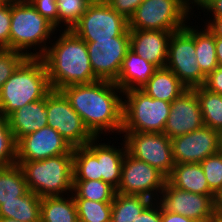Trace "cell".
I'll list each match as a JSON object with an SVG mask.
<instances>
[{
    "label": "cell",
    "mask_w": 222,
    "mask_h": 222,
    "mask_svg": "<svg viewBox=\"0 0 222 222\" xmlns=\"http://www.w3.org/2000/svg\"><path fill=\"white\" fill-rule=\"evenodd\" d=\"M95 136L122 132L123 91L112 81L65 86L60 90ZM119 92V95H118ZM117 131V132H116Z\"/></svg>",
    "instance_id": "obj_1"
},
{
    "label": "cell",
    "mask_w": 222,
    "mask_h": 222,
    "mask_svg": "<svg viewBox=\"0 0 222 222\" xmlns=\"http://www.w3.org/2000/svg\"><path fill=\"white\" fill-rule=\"evenodd\" d=\"M40 57L46 67L52 90L65 86L91 84L99 79L91 68L87 44L71 29L65 30Z\"/></svg>",
    "instance_id": "obj_2"
},
{
    "label": "cell",
    "mask_w": 222,
    "mask_h": 222,
    "mask_svg": "<svg viewBox=\"0 0 222 222\" xmlns=\"http://www.w3.org/2000/svg\"><path fill=\"white\" fill-rule=\"evenodd\" d=\"M51 90L43 60L27 57L2 85L0 114L8 117L26 104L43 99Z\"/></svg>",
    "instance_id": "obj_3"
},
{
    "label": "cell",
    "mask_w": 222,
    "mask_h": 222,
    "mask_svg": "<svg viewBox=\"0 0 222 222\" xmlns=\"http://www.w3.org/2000/svg\"><path fill=\"white\" fill-rule=\"evenodd\" d=\"M56 30L57 28L41 15L29 0L11 3L9 49L21 52L28 58H40L49 46H46L48 39ZM32 47L34 50L38 47L39 51L30 52Z\"/></svg>",
    "instance_id": "obj_4"
},
{
    "label": "cell",
    "mask_w": 222,
    "mask_h": 222,
    "mask_svg": "<svg viewBox=\"0 0 222 222\" xmlns=\"http://www.w3.org/2000/svg\"><path fill=\"white\" fill-rule=\"evenodd\" d=\"M16 164L23 170L28 190L41 198L72 194L73 154L38 161H16Z\"/></svg>",
    "instance_id": "obj_5"
},
{
    "label": "cell",
    "mask_w": 222,
    "mask_h": 222,
    "mask_svg": "<svg viewBox=\"0 0 222 222\" xmlns=\"http://www.w3.org/2000/svg\"><path fill=\"white\" fill-rule=\"evenodd\" d=\"M122 97V132H164L170 102L152 98L141 89L124 91Z\"/></svg>",
    "instance_id": "obj_6"
},
{
    "label": "cell",
    "mask_w": 222,
    "mask_h": 222,
    "mask_svg": "<svg viewBox=\"0 0 222 222\" xmlns=\"http://www.w3.org/2000/svg\"><path fill=\"white\" fill-rule=\"evenodd\" d=\"M189 1L144 0L129 19V30H181L194 7Z\"/></svg>",
    "instance_id": "obj_7"
},
{
    "label": "cell",
    "mask_w": 222,
    "mask_h": 222,
    "mask_svg": "<svg viewBox=\"0 0 222 222\" xmlns=\"http://www.w3.org/2000/svg\"><path fill=\"white\" fill-rule=\"evenodd\" d=\"M71 30L85 42L130 36L129 20L118 14L105 0H93Z\"/></svg>",
    "instance_id": "obj_8"
},
{
    "label": "cell",
    "mask_w": 222,
    "mask_h": 222,
    "mask_svg": "<svg viewBox=\"0 0 222 222\" xmlns=\"http://www.w3.org/2000/svg\"><path fill=\"white\" fill-rule=\"evenodd\" d=\"M165 67L170 69L188 89L204 84L206 76L196 59L194 26L186 25L172 33Z\"/></svg>",
    "instance_id": "obj_9"
},
{
    "label": "cell",
    "mask_w": 222,
    "mask_h": 222,
    "mask_svg": "<svg viewBox=\"0 0 222 222\" xmlns=\"http://www.w3.org/2000/svg\"><path fill=\"white\" fill-rule=\"evenodd\" d=\"M46 113L47 125L57 130L73 148L86 146L95 138L60 90H51L46 95Z\"/></svg>",
    "instance_id": "obj_10"
},
{
    "label": "cell",
    "mask_w": 222,
    "mask_h": 222,
    "mask_svg": "<svg viewBox=\"0 0 222 222\" xmlns=\"http://www.w3.org/2000/svg\"><path fill=\"white\" fill-rule=\"evenodd\" d=\"M127 153L157 168L168 177L175 165L171 139L164 133L121 132Z\"/></svg>",
    "instance_id": "obj_11"
},
{
    "label": "cell",
    "mask_w": 222,
    "mask_h": 222,
    "mask_svg": "<svg viewBox=\"0 0 222 222\" xmlns=\"http://www.w3.org/2000/svg\"><path fill=\"white\" fill-rule=\"evenodd\" d=\"M166 181L167 177L157 168L126 152L122 163L121 180L116 192L144 196L157 201Z\"/></svg>",
    "instance_id": "obj_12"
},
{
    "label": "cell",
    "mask_w": 222,
    "mask_h": 222,
    "mask_svg": "<svg viewBox=\"0 0 222 222\" xmlns=\"http://www.w3.org/2000/svg\"><path fill=\"white\" fill-rule=\"evenodd\" d=\"M91 68L99 80L115 82L130 49V36L86 42Z\"/></svg>",
    "instance_id": "obj_13"
},
{
    "label": "cell",
    "mask_w": 222,
    "mask_h": 222,
    "mask_svg": "<svg viewBox=\"0 0 222 222\" xmlns=\"http://www.w3.org/2000/svg\"><path fill=\"white\" fill-rule=\"evenodd\" d=\"M159 197L157 202L163 210L184 215L194 220H202L217 213L216 195H202L183 191L172 186L168 181L165 182Z\"/></svg>",
    "instance_id": "obj_14"
},
{
    "label": "cell",
    "mask_w": 222,
    "mask_h": 222,
    "mask_svg": "<svg viewBox=\"0 0 222 222\" xmlns=\"http://www.w3.org/2000/svg\"><path fill=\"white\" fill-rule=\"evenodd\" d=\"M62 154H73V147L48 125L16 143V161H38Z\"/></svg>",
    "instance_id": "obj_15"
},
{
    "label": "cell",
    "mask_w": 222,
    "mask_h": 222,
    "mask_svg": "<svg viewBox=\"0 0 222 222\" xmlns=\"http://www.w3.org/2000/svg\"><path fill=\"white\" fill-rule=\"evenodd\" d=\"M175 163H201L219 152V132L202 128L171 139Z\"/></svg>",
    "instance_id": "obj_16"
},
{
    "label": "cell",
    "mask_w": 222,
    "mask_h": 222,
    "mask_svg": "<svg viewBox=\"0 0 222 222\" xmlns=\"http://www.w3.org/2000/svg\"><path fill=\"white\" fill-rule=\"evenodd\" d=\"M204 126L197 93L187 89L171 102L164 134L170 139L198 130Z\"/></svg>",
    "instance_id": "obj_17"
},
{
    "label": "cell",
    "mask_w": 222,
    "mask_h": 222,
    "mask_svg": "<svg viewBox=\"0 0 222 222\" xmlns=\"http://www.w3.org/2000/svg\"><path fill=\"white\" fill-rule=\"evenodd\" d=\"M173 32L175 31L129 30L130 49L157 68L165 67Z\"/></svg>",
    "instance_id": "obj_18"
},
{
    "label": "cell",
    "mask_w": 222,
    "mask_h": 222,
    "mask_svg": "<svg viewBox=\"0 0 222 222\" xmlns=\"http://www.w3.org/2000/svg\"><path fill=\"white\" fill-rule=\"evenodd\" d=\"M7 119L16 143L22 137L47 126L46 96L15 110Z\"/></svg>",
    "instance_id": "obj_19"
},
{
    "label": "cell",
    "mask_w": 222,
    "mask_h": 222,
    "mask_svg": "<svg viewBox=\"0 0 222 222\" xmlns=\"http://www.w3.org/2000/svg\"><path fill=\"white\" fill-rule=\"evenodd\" d=\"M157 67L141 58L129 49L119 72L115 84L124 92L141 89L153 76Z\"/></svg>",
    "instance_id": "obj_20"
},
{
    "label": "cell",
    "mask_w": 222,
    "mask_h": 222,
    "mask_svg": "<svg viewBox=\"0 0 222 222\" xmlns=\"http://www.w3.org/2000/svg\"><path fill=\"white\" fill-rule=\"evenodd\" d=\"M167 181L177 189L202 195H215L209 188L200 163H175Z\"/></svg>",
    "instance_id": "obj_21"
},
{
    "label": "cell",
    "mask_w": 222,
    "mask_h": 222,
    "mask_svg": "<svg viewBox=\"0 0 222 222\" xmlns=\"http://www.w3.org/2000/svg\"><path fill=\"white\" fill-rule=\"evenodd\" d=\"M188 88L167 67L157 68L149 81L141 88L152 98L172 102Z\"/></svg>",
    "instance_id": "obj_22"
},
{
    "label": "cell",
    "mask_w": 222,
    "mask_h": 222,
    "mask_svg": "<svg viewBox=\"0 0 222 222\" xmlns=\"http://www.w3.org/2000/svg\"><path fill=\"white\" fill-rule=\"evenodd\" d=\"M122 148H116L110 143H97V159L99 176L115 189L119 186L122 173V163L127 152L124 140Z\"/></svg>",
    "instance_id": "obj_23"
},
{
    "label": "cell",
    "mask_w": 222,
    "mask_h": 222,
    "mask_svg": "<svg viewBox=\"0 0 222 222\" xmlns=\"http://www.w3.org/2000/svg\"><path fill=\"white\" fill-rule=\"evenodd\" d=\"M41 199L36 193L28 191L14 201L4 202L0 206V217L20 222H40Z\"/></svg>",
    "instance_id": "obj_24"
},
{
    "label": "cell",
    "mask_w": 222,
    "mask_h": 222,
    "mask_svg": "<svg viewBox=\"0 0 222 222\" xmlns=\"http://www.w3.org/2000/svg\"><path fill=\"white\" fill-rule=\"evenodd\" d=\"M98 139L95 137L86 146L73 148V180H102L97 159Z\"/></svg>",
    "instance_id": "obj_25"
},
{
    "label": "cell",
    "mask_w": 222,
    "mask_h": 222,
    "mask_svg": "<svg viewBox=\"0 0 222 222\" xmlns=\"http://www.w3.org/2000/svg\"><path fill=\"white\" fill-rule=\"evenodd\" d=\"M40 222H78L73 195L43 197Z\"/></svg>",
    "instance_id": "obj_26"
},
{
    "label": "cell",
    "mask_w": 222,
    "mask_h": 222,
    "mask_svg": "<svg viewBox=\"0 0 222 222\" xmlns=\"http://www.w3.org/2000/svg\"><path fill=\"white\" fill-rule=\"evenodd\" d=\"M153 201L144 196L116 192L112 201L111 222H134Z\"/></svg>",
    "instance_id": "obj_27"
},
{
    "label": "cell",
    "mask_w": 222,
    "mask_h": 222,
    "mask_svg": "<svg viewBox=\"0 0 222 222\" xmlns=\"http://www.w3.org/2000/svg\"><path fill=\"white\" fill-rule=\"evenodd\" d=\"M23 170L18 164L0 167V206L28 192Z\"/></svg>",
    "instance_id": "obj_28"
},
{
    "label": "cell",
    "mask_w": 222,
    "mask_h": 222,
    "mask_svg": "<svg viewBox=\"0 0 222 222\" xmlns=\"http://www.w3.org/2000/svg\"><path fill=\"white\" fill-rule=\"evenodd\" d=\"M197 93L204 126L210 127L215 131L222 130V95L211 92L199 86L193 88Z\"/></svg>",
    "instance_id": "obj_29"
},
{
    "label": "cell",
    "mask_w": 222,
    "mask_h": 222,
    "mask_svg": "<svg viewBox=\"0 0 222 222\" xmlns=\"http://www.w3.org/2000/svg\"><path fill=\"white\" fill-rule=\"evenodd\" d=\"M205 27L203 28L204 30L201 28V31L198 28L195 29V51L201 71L207 76L218 67V62L215 49V36L207 26Z\"/></svg>",
    "instance_id": "obj_30"
},
{
    "label": "cell",
    "mask_w": 222,
    "mask_h": 222,
    "mask_svg": "<svg viewBox=\"0 0 222 222\" xmlns=\"http://www.w3.org/2000/svg\"><path fill=\"white\" fill-rule=\"evenodd\" d=\"M116 189L102 180H73V198L97 202H112Z\"/></svg>",
    "instance_id": "obj_31"
},
{
    "label": "cell",
    "mask_w": 222,
    "mask_h": 222,
    "mask_svg": "<svg viewBox=\"0 0 222 222\" xmlns=\"http://www.w3.org/2000/svg\"><path fill=\"white\" fill-rule=\"evenodd\" d=\"M78 222H111L112 202H97L84 198H73Z\"/></svg>",
    "instance_id": "obj_32"
},
{
    "label": "cell",
    "mask_w": 222,
    "mask_h": 222,
    "mask_svg": "<svg viewBox=\"0 0 222 222\" xmlns=\"http://www.w3.org/2000/svg\"><path fill=\"white\" fill-rule=\"evenodd\" d=\"M92 1L93 0H56L58 8V28L62 27L61 24L63 23V26H65L63 29L70 30L86 12Z\"/></svg>",
    "instance_id": "obj_33"
},
{
    "label": "cell",
    "mask_w": 222,
    "mask_h": 222,
    "mask_svg": "<svg viewBox=\"0 0 222 222\" xmlns=\"http://www.w3.org/2000/svg\"><path fill=\"white\" fill-rule=\"evenodd\" d=\"M16 164V141L8 119L0 114V167Z\"/></svg>",
    "instance_id": "obj_34"
},
{
    "label": "cell",
    "mask_w": 222,
    "mask_h": 222,
    "mask_svg": "<svg viewBox=\"0 0 222 222\" xmlns=\"http://www.w3.org/2000/svg\"><path fill=\"white\" fill-rule=\"evenodd\" d=\"M200 164L210 190L217 196L222 190V153L208 156Z\"/></svg>",
    "instance_id": "obj_35"
},
{
    "label": "cell",
    "mask_w": 222,
    "mask_h": 222,
    "mask_svg": "<svg viewBox=\"0 0 222 222\" xmlns=\"http://www.w3.org/2000/svg\"><path fill=\"white\" fill-rule=\"evenodd\" d=\"M26 58V55L16 50L0 49V90L2 85Z\"/></svg>",
    "instance_id": "obj_36"
},
{
    "label": "cell",
    "mask_w": 222,
    "mask_h": 222,
    "mask_svg": "<svg viewBox=\"0 0 222 222\" xmlns=\"http://www.w3.org/2000/svg\"><path fill=\"white\" fill-rule=\"evenodd\" d=\"M11 3H0V49H9Z\"/></svg>",
    "instance_id": "obj_37"
},
{
    "label": "cell",
    "mask_w": 222,
    "mask_h": 222,
    "mask_svg": "<svg viewBox=\"0 0 222 222\" xmlns=\"http://www.w3.org/2000/svg\"><path fill=\"white\" fill-rule=\"evenodd\" d=\"M36 10L50 21L56 28L58 27V8L56 0H29Z\"/></svg>",
    "instance_id": "obj_38"
},
{
    "label": "cell",
    "mask_w": 222,
    "mask_h": 222,
    "mask_svg": "<svg viewBox=\"0 0 222 222\" xmlns=\"http://www.w3.org/2000/svg\"><path fill=\"white\" fill-rule=\"evenodd\" d=\"M118 14L129 20L144 0H105Z\"/></svg>",
    "instance_id": "obj_39"
},
{
    "label": "cell",
    "mask_w": 222,
    "mask_h": 222,
    "mask_svg": "<svg viewBox=\"0 0 222 222\" xmlns=\"http://www.w3.org/2000/svg\"><path fill=\"white\" fill-rule=\"evenodd\" d=\"M202 86L211 92L222 95V68L218 66L208 74Z\"/></svg>",
    "instance_id": "obj_40"
},
{
    "label": "cell",
    "mask_w": 222,
    "mask_h": 222,
    "mask_svg": "<svg viewBox=\"0 0 222 222\" xmlns=\"http://www.w3.org/2000/svg\"><path fill=\"white\" fill-rule=\"evenodd\" d=\"M134 222H161V206L153 201Z\"/></svg>",
    "instance_id": "obj_41"
},
{
    "label": "cell",
    "mask_w": 222,
    "mask_h": 222,
    "mask_svg": "<svg viewBox=\"0 0 222 222\" xmlns=\"http://www.w3.org/2000/svg\"><path fill=\"white\" fill-rule=\"evenodd\" d=\"M194 5L199 6L200 10L203 8L207 12H212L213 18L222 17V0H197Z\"/></svg>",
    "instance_id": "obj_42"
},
{
    "label": "cell",
    "mask_w": 222,
    "mask_h": 222,
    "mask_svg": "<svg viewBox=\"0 0 222 222\" xmlns=\"http://www.w3.org/2000/svg\"><path fill=\"white\" fill-rule=\"evenodd\" d=\"M161 222H195V220L184 215L165 211L161 208Z\"/></svg>",
    "instance_id": "obj_43"
},
{
    "label": "cell",
    "mask_w": 222,
    "mask_h": 222,
    "mask_svg": "<svg viewBox=\"0 0 222 222\" xmlns=\"http://www.w3.org/2000/svg\"><path fill=\"white\" fill-rule=\"evenodd\" d=\"M206 23L207 28L214 34V36L222 38V17L212 18Z\"/></svg>",
    "instance_id": "obj_44"
},
{
    "label": "cell",
    "mask_w": 222,
    "mask_h": 222,
    "mask_svg": "<svg viewBox=\"0 0 222 222\" xmlns=\"http://www.w3.org/2000/svg\"><path fill=\"white\" fill-rule=\"evenodd\" d=\"M215 49L218 66L222 68V38L215 36Z\"/></svg>",
    "instance_id": "obj_45"
},
{
    "label": "cell",
    "mask_w": 222,
    "mask_h": 222,
    "mask_svg": "<svg viewBox=\"0 0 222 222\" xmlns=\"http://www.w3.org/2000/svg\"><path fill=\"white\" fill-rule=\"evenodd\" d=\"M215 206H216L217 212H219L220 214H222V190H221V191L218 193V195L216 196Z\"/></svg>",
    "instance_id": "obj_46"
},
{
    "label": "cell",
    "mask_w": 222,
    "mask_h": 222,
    "mask_svg": "<svg viewBox=\"0 0 222 222\" xmlns=\"http://www.w3.org/2000/svg\"><path fill=\"white\" fill-rule=\"evenodd\" d=\"M195 222H220V213L217 212L215 215L202 219V220H195Z\"/></svg>",
    "instance_id": "obj_47"
},
{
    "label": "cell",
    "mask_w": 222,
    "mask_h": 222,
    "mask_svg": "<svg viewBox=\"0 0 222 222\" xmlns=\"http://www.w3.org/2000/svg\"><path fill=\"white\" fill-rule=\"evenodd\" d=\"M0 222H20V221L14 220L12 218H2V217H0Z\"/></svg>",
    "instance_id": "obj_48"
},
{
    "label": "cell",
    "mask_w": 222,
    "mask_h": 222,
    "mask_svg": "<svg viewBox=\"0 0 222 222\" xmlns=\"http://www.w3.org/2000/svg\"><path fill=\"white\" fill-rule=\"evenodd\" d=\"M219 151L222 153V130L219 132Z\"/></svg>",
    "instance_id": "obj_49"
},
{
    "label": "cell",
    "mask_w": 222,
    "mask_h": 222,
    "mask_svg": "<svg viewBox=\"0 0 222 222\" xmlns=\"http://www.w3.org/2000/svg\"><path fill=\"white\" fill-rule=\"evenodd\" d=\"M19 0H0L1 3H13Z\"/></svg>",
    "instance_id": "obj_50"
},
{
    "label": "cell",
    "mask_w": 222,
    "mask_h": 222,
    "mask_svg": "<svg viewBox=\"0 0 222 222\" xmlns=\"http://www.w3.org/2000/svg\"><path fill=\"white\" fill-rule=\"evenodd\" d=\"M197 0H190V2L195 3Z\"/></svg>",
    "instance_id": "obj_51"
},
{
    "label": "cell",
    "mask_w": 222,
    "mask_h": 222,
    "mask_svg": "<svg viewBox=\"0 0 222 222\" xmlns=\"http://www.w3.org/2000/svg\"><path fill=\"white\" fill-rule=\"evenodd\" d=\"M220 222H222V214H220Z\"/></svg>",
    "instance_id": "obj_52"
}]
</instances>
